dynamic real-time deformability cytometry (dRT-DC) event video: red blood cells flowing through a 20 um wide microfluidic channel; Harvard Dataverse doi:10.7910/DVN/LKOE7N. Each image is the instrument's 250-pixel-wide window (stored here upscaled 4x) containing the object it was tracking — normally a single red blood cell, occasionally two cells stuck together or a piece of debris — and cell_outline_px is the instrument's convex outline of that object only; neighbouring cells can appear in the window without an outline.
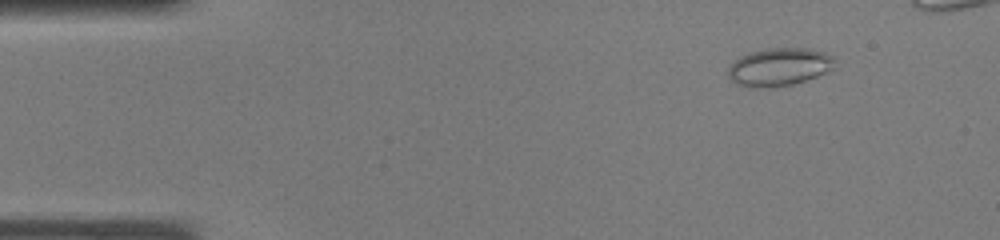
{"species": "common noctule bat (a hibernating species)", "species_latin": "Nyctalus noctula", "temperature_condition": "warm", "stored_images_in_passage": 31, "camera_frame_rate_fps": 3000, "um_per_image_px": 0.085, "animal": {"sex": "male", "body_mass_g": 19.0, "forearm_length_mm": 50.8}, "frame": {"image": 1, "passage_image": 1, "time_ms": 0.0, "image_size_px": [1000, 240], "cell_outline_px": [[836, 56], [832, 68], [828, 72], [792, 84], [776, 88], [748, 88], [736, 84], [728, 76], [728, 68], [740, 56], [748, 52], [768, 48], [808, 48], [824, 52]], "centroid_in_image_um": [66.22, 5.7], "position_along_channel_um": 18.8, "area_um2": 23.87}}
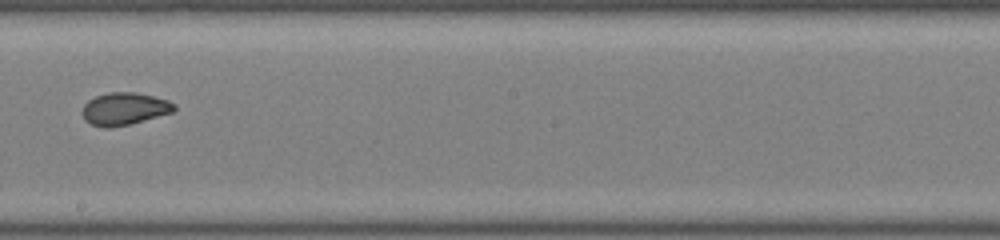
{"frame": {"image": 2, "passage_image": 18, "time_ms": 5.667, "image_size_px": [1000, 240], "cell_outline_px": [[176, 108], [172, 112], [128, 124], [108, 128], [104, 128], [92, 124], [84, 120], [80, 112], [84, 104], [88, 100], [96, 96], [108, 92], [136, 92], [168, 100], [176, 104]], "centroid_in_image_um": [10.53, 9.24], "position_along_channel_um": 237.7, "area_um2": 17.34}}
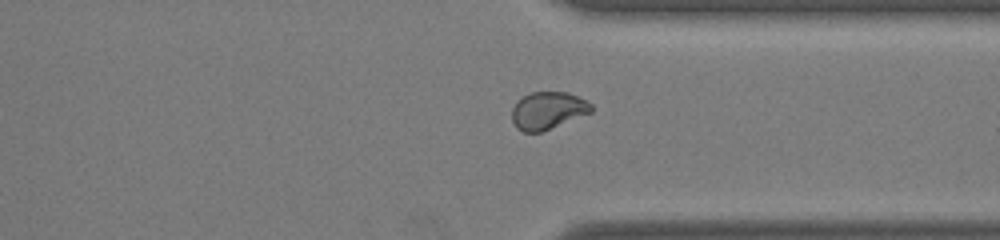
{"frame": {"image": 3, "passage_image": 25, "time_ms": 8.0, "image_size_px": [1000, 240], "cell_outline_px": [[592, 112], [540, 132], [524, 132], [516, 128], [512, 120], [512, 108], [524, 96], [532, 92], [568, 92], [592, 104]], "centroid_in_image_um": [46.56, 9.4], "position_along_channel_um": 364.8, "area_um2": 16.99}}